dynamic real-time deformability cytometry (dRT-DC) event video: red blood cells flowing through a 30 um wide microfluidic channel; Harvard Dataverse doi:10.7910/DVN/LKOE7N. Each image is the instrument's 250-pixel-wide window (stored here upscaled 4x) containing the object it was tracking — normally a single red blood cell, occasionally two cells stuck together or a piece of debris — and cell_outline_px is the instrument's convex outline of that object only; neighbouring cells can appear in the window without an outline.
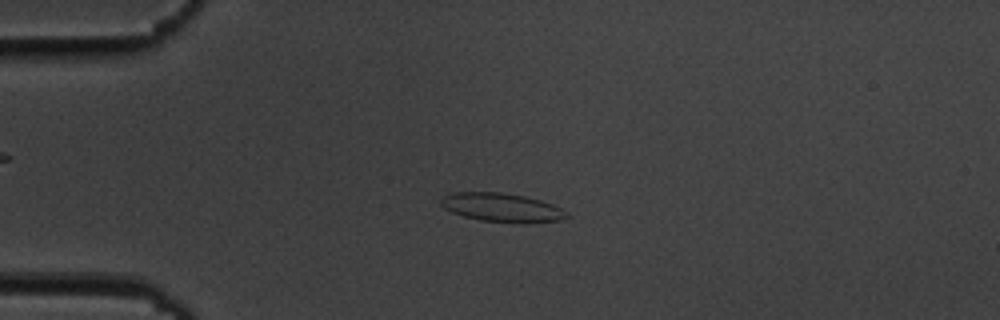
{"species": "common noctule bat (a hibernating species)", "species_latin": "Nyctalus noctula", "temperature_condition": "cold", "stored_images_in_passage": 42, "camera_frame_rate_fps": 3000, "um_per_image_px": 0.085, "animal": {"sex": "male", "body_mass_g": 19.5, "forearm_length_mm": 54.6}, "frame": {"image": 1, "passage_image": 1, "time_ms": 0.0, "image_size_px": [1000, 320], "cell_outline_px": [[568, 216], [560, 220], [524, 224], [516, 224], [480, 220], [464, 216], [452, 212], [444, 208], [440, 204], [440, 196], [452, 192], [500, 192], [524, 196], [540, 200], [552, 204], [560, 208]], "centroid_in_image_um": [42.6, 17.64], "position_along_channel_um": 42.4, "area_um2": 21.27}}
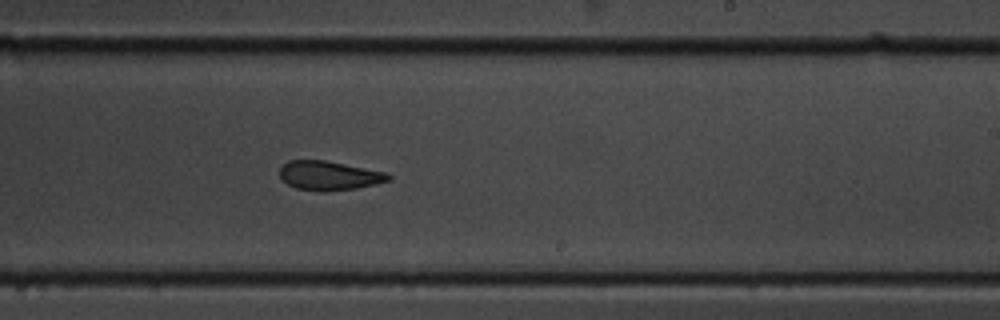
{"frame": {"image": 2, "passage_image": 21, "time_ms": 6.667, "image_size_px": [1000, 320], "cell_outline_px": [[392, 180], [356, 188], [324, 192], [296, 188], [288, 184], [280, 176], [280, 168], [288, 160], [324, 160], [388, 172], [392, 176]], "centroid_in_image_um": [28.01, 14.92], "position_along_channel_um": 261.0, "area_um2": 18.5}}
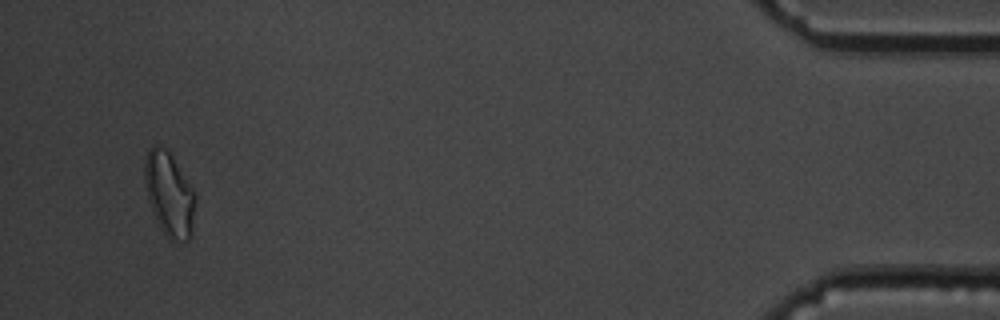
{"frame": {"image": 3, "passage_image": 40, "time_ms": 13.0, "image_size_px": [1000, 320], "cell_outline_px": [[196, 196], [192, 236], [188, 240], [176, 240], [168, 236], [160, 228], [156, 220], [148, 200], [144, 184], [144, 164], [148, 152], [152, 144], [160, 144], [172, 156], [192, 188]], "centroid_in_image_um": [14.38, 16.49], "position_along_channel_um": 420.8, "area_um2": 24.68}, "authors_computed_cell_mechanics": {"area_um2": 19.6231, "velocity_mm_per_s": 3.6677, "shape_relaxation_time_tau1_ms": 2.6709, "shape_relaxation_time_tau2_ms": 2.3605, "deformation_change_tau1": 0.1072, "deformation_change_tau2": 0.0973}}